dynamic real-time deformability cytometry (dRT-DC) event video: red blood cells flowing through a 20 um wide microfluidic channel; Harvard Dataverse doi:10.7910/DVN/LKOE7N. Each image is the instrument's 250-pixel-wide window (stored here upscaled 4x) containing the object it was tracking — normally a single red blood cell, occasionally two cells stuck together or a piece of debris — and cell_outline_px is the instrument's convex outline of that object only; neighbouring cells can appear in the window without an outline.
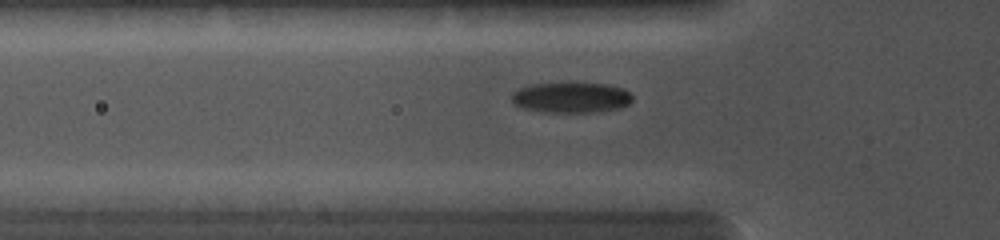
{"species": "common noctule bat (a hibernating species)", "species_latin": "Nyctalus noctula", "temperature_condition": "cold", "stored_images_in_passage": 39, "camera_frame_rate_fps": 5000, "um_per_image_px": 0.085, "animal": {"sex": "female", "body_mass_g": 19.0, "forearm_length_mm": 56.7}, "frame": {"image": 1, "passage_image": 12, "time_ms": 4.4, "image_size_px": [1000, 240], "cell_outline_px": [[632, 100], [628, 104], [620, 108], [596, 112], [540, 112], [524, 108], [516, 104], [512, 100], [512, 92], [520, 88], [532, 84], [608, 84], [624, 88], [632, 96]], "centroid_in_image_um": [48.57, 8.3], "position_along_channel_um": 77.2, "area_um2": 21.21}}
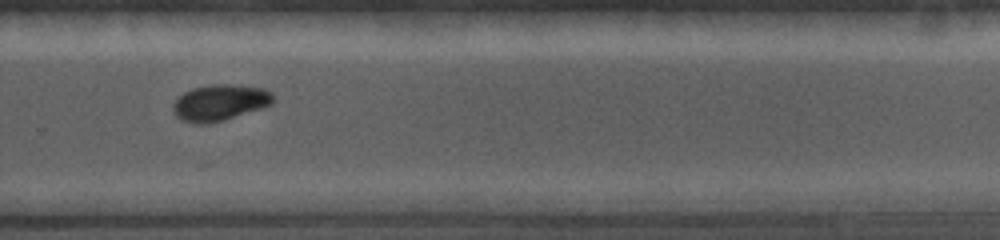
{"frame": {"image": 2, "passage_image": 27, "time_ms": 9.6, "image_size_px": [1000, 240], "cell_outline_px": [[272, 104], [224, 120], [208, 124], [192, 124], [180, 120], [176, 116], [172, 108], [176, 100], [184, 92], [192, 88], [212, 84], [228, 84], [260, 88], [272, 92]], "centroid_in_image_um": [18.63, 8.73], "position_along_channel_um": 311.2, "area_um2": 20.92}}
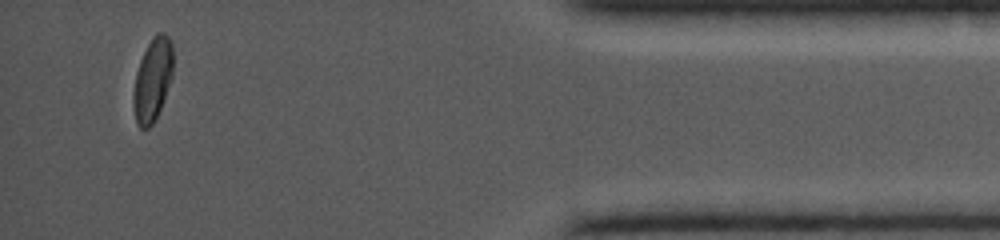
{"frame": {"image": 3, "passage_image": 37, "time_ms": 13.0, "image_size_px": [1000, 240], "cell_outline_px": [[172, 76], [160, 108], [152, 124], [148, 128], [140, 128], [136, 124], [132, 104], [132, 92], [136, 72], [140, 60], [152, 36], [156, 32], [164, 32], [168, 36], [172, 44]], "centroid_in_image_um": [12.94, 6.76], "position_along_channel_um": 422.3, "area_um2": 19.25}}